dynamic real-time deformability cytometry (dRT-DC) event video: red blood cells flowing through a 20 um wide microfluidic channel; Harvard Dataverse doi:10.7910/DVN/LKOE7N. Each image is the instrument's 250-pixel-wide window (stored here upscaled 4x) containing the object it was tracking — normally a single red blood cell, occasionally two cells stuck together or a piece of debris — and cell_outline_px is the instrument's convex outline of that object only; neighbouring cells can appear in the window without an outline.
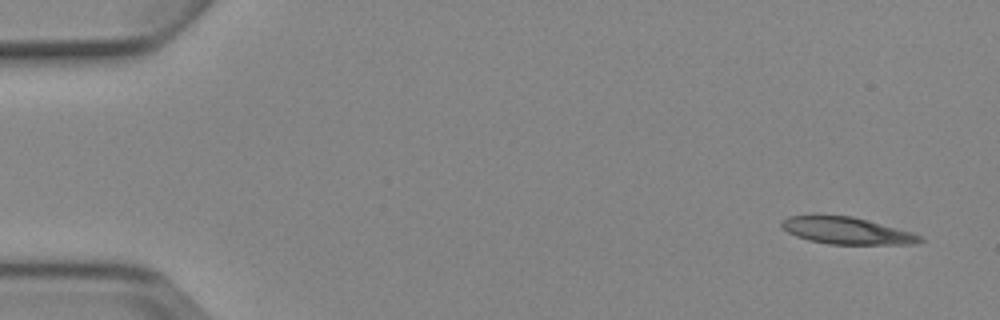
{"species": "Egyptian fruit bat (a non-hibernating species)", "species_latin": "Rousettus aegyptiacus", "temperature_condition": "cold", "stored_images_in_passage": 7, "camera_frame_rate_fps": 3000, "um_per_image_px": 0.085, "animal": {"sex": "female"}, "frame": {"image": 1, "passage_image": 1, "time_ms": 0.0, "image_size_px": [1000, 320], "cell_outline_px": [[924, 240], [916, 244], [828, 244], [808, 240], [796, 236], [788, 232], [780, 224], [788, 216], [852, 216], [868, 220], [912, 232], [920, 236]], "centroid_in_image_um": [72.0, 19.62], "position_along_channel_um": 13.0, "area_um2": 21.39}}
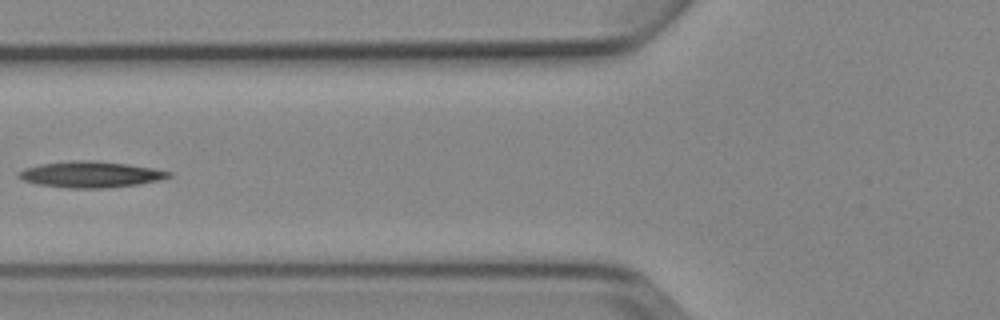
{"frame": {"image": 2, "passage_image": 6, "time_ms": 6.0, "image_size_px": [1000, 320], "cell_outline_px": [[172, 176], [160, 180], [136, 184], [104, 188], [68, 188], [36, 184], [20, 180], [16, 176], [16, 172], [24, 168], [40, 164], [72, 160], [92, 160], [128, 164], [152, 168], [172, 172]], "centroid_in_image_um": [7.63, 14.82], "position_along_channel_um": 118.2, "area_um2": 23.0}}
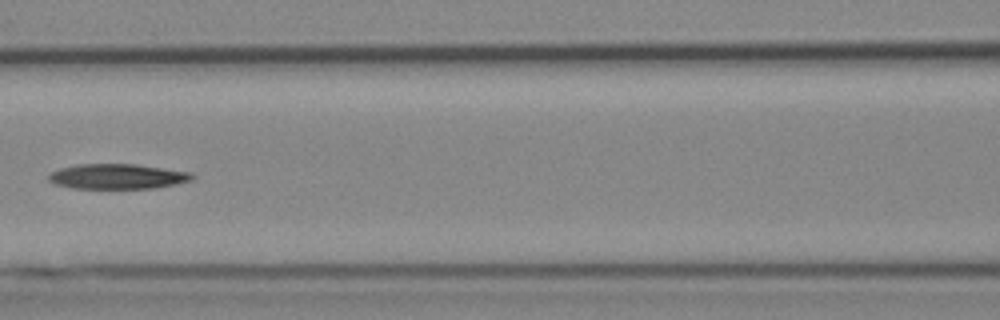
{"frame": {"image": 3, "passage_image": 7, "time_ms": 7.0, "image_size_px": [1000, 320], "cell_outline_px": [[196, 176], [192, 180], [176, 184], [156, 188], [72, 188], [56, 184], [48, 180], [48, 176], [52, 172], [60, 168], [76, 164], [136, 164], [192, 172]], "centroid_in_image_um": [10.02, 14.99], "position_along_channel_um": 156.6, "area_um2": 21.04}}